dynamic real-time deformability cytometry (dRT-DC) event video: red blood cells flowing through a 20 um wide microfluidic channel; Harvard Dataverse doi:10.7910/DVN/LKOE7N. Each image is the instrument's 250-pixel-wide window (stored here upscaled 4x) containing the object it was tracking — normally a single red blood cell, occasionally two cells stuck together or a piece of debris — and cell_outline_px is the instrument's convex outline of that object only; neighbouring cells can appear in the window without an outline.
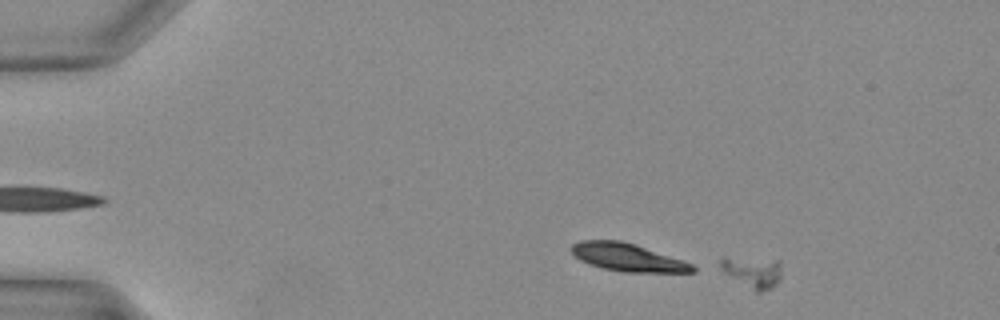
{"species": "Egyptian fruit bat (a non-hibernating species)", "species_latin": "Rousettus aegyptiacus", "temperature_condition": "warm", "stored_images_in_passage": 4, "camera_frame_rate_fps": 3000, "um_per_image_px": 0.085, "animal": {"sex": "female"}, "frame": {"image": 1, "passage_image": 4, "time_ms": 1.0, "image_size_px": [1000, 320], "cell_outline_px": [[780, 276], [776, 284], [772, 288], [760, 292], [756, 292], [724, 272], [720, 268], [720, 260], [780, 260]], "centroid_in_image_um": [64.05, 23.19], "position_along_channel_um": 20.9, "area_um2": 10.23}}